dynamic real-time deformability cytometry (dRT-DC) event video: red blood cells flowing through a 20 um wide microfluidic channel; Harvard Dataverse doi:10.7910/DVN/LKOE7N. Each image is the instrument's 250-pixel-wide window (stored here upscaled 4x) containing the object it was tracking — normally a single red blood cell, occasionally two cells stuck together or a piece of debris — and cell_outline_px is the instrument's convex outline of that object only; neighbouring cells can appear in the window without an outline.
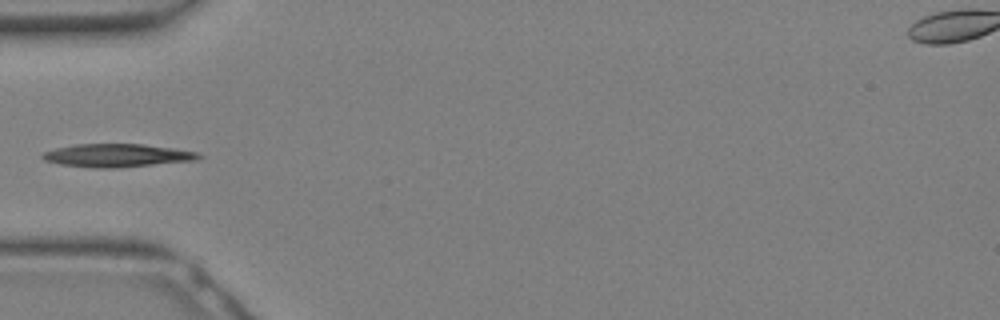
{"species": "Egyptian fruit bat (a non-hibernating species)", "species_latin": "Rousettus aegyptiacus", "temperature_condition": "warm", "stored_images_in_passage": 4, "camera_frame_rate_fps": 3000, "um_per_image_px": 0.085, "animal": {"sex": "female"}, "frame": {"image": 1, "passage_image": 1, "time_ms": 0.0, "image_size_px": [1000, 320], "cell_outline_px": [[204, 156], [196, 160], [116, 168], [96, 168], [60, 164], [44, 160], [40, 156], [44, 152], [56, 148], [76, 144], [144, 144], [200, 152]], "centroid_in_image_um": [9.98, 13.21], "position_along_channel_um": 75.0, "area_um2": 21.04}}
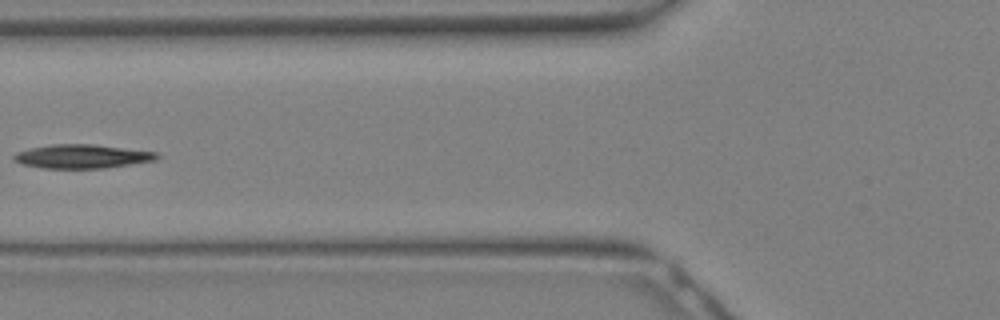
{"frame": {"image": 2, "passage_image": 3, "time_ms": 0.667, "image_size_px": [1000, 320], "cell_outline_px": [[160, 156], [156, 160], [104, 168], [40, 168], [20, 164], [12, 160], [12, 156], [16, 152], [28, 148], [52, 144], [92, 144], [156, 152]], "centroid_in_image_um": [6.89, 13.29], "position_along_channel_um": 118.9, "area_um2": 19.94}}